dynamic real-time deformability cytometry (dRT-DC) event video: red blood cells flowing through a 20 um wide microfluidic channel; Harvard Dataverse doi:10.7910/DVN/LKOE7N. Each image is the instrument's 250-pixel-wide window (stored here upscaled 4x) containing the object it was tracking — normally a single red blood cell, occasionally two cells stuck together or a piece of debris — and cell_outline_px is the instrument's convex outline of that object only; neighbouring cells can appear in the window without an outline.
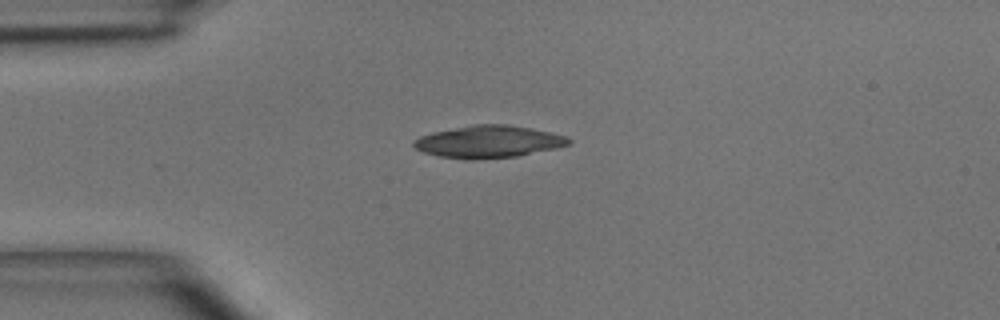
{"species": "common noctule bat (a hibernating species)", "species_latin": "Nyctalus noctula", "temperature_condition": "room temperature", "stored_images_in_passage": 2, "camera_frame_rate_fps": 3000, "um_per_image_px": 0.085, "animal": {"sex": "male", "body_mass_g": 15.6}, "frame": {"image": 1, "passage_image": 1, "time_ms": 0.0, "image_size_px": [1000, 320], "cell_outline_px": [[572, 140], [568, 144], [556, 148], [516, 156], [440, 156], [424, 152], [416, 148], [412, 144], [412, 140], [420, 136], [432, 132], [472, 124], [508, 124], [532, 128], [552, 132], [568, 136]], "centroid_in_image_um": [41.57, 11.98], "position_along_channel_um": 43.4, "area_um2": 28.09}}